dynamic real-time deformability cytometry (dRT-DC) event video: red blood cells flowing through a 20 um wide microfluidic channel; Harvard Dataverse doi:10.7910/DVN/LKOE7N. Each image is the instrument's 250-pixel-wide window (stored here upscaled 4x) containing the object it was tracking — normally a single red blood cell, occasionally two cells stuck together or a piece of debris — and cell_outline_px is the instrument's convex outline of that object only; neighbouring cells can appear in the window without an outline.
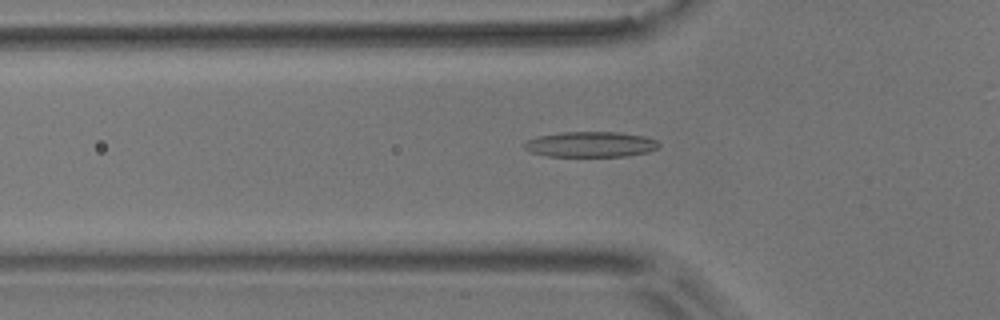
{"species": "common noctule bat (a hibernating species)", "species_latin": "Nyctalus noctula", "temperature_condition": "room temperature", "stored_images_in_passage": 50, "camera_frame_rate_fps": 3000, "um_per_image_px": 0.085, "animal": {"sex": "male", "body_mass_g": 17.9}, "frame": {"image": 1, "passage_image": 13, "time_ms": 4.0, "image_size_px": [1000, 320], "cell_outline_px": [[660, 144], [656, 148], [648, 152], [624, 156], [548, 156], [532, 152], [524, 148], [524, 144], [528, 140], [540, 136], [564, 132], [620, 132], [644, 136], [656, 140]], "centroid_in_image_um": [50.23, 12.27], "position_along_channel_um": 75.6, "area_um2": 19.71}}
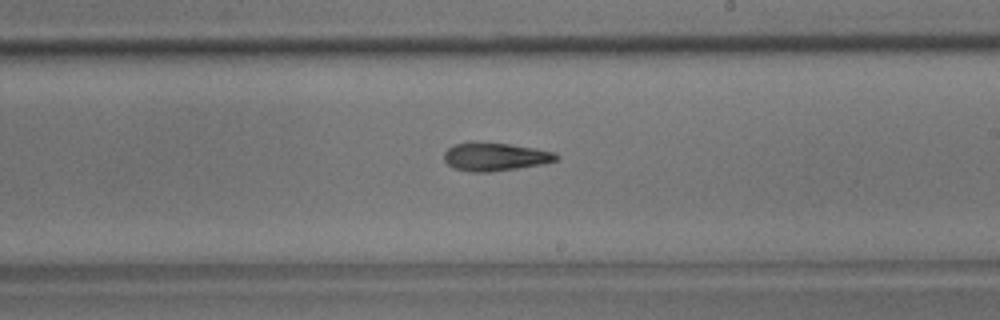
{"frame": {"image": 2, "passage_image": 27, "time_ms": 8.667, "image_size_px": [1000, 320], "cell_outline_px": [[560, 156], [556, 160], [540, 164], [516, 168], [488, 172], [472, 172], [452, 168], [444, 160], [444, 152], [448, 148], [456, 144], [472, 140], [476, 140], [508, 144], [536, 148], [556, 152]], "centroid_in_image_um": [42.05, 13.29], "position_along_channel_um": 247.0, "area_um2": 18.67}}
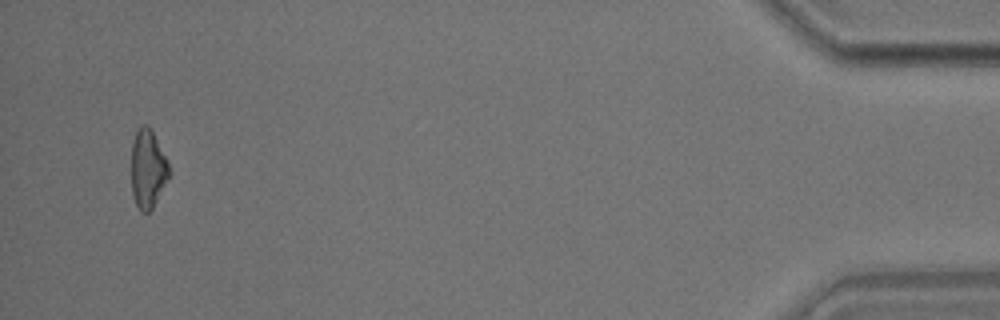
{"frame": {"image": 3, "passage_image": 48, "time_ms": 15.667, "image_size_px": [1000, 320], "cell_outline_px": [[172, 172], [152, 208], [148, 212], [140, 212], [132, 196], [132, 144], [136, 132], [144, 124], [148, 124], [168, 160]], "centroid_in_image_um": [12.58, 14.37], "position_along_channel_um": 422.6, "area_um2": 17.28}}